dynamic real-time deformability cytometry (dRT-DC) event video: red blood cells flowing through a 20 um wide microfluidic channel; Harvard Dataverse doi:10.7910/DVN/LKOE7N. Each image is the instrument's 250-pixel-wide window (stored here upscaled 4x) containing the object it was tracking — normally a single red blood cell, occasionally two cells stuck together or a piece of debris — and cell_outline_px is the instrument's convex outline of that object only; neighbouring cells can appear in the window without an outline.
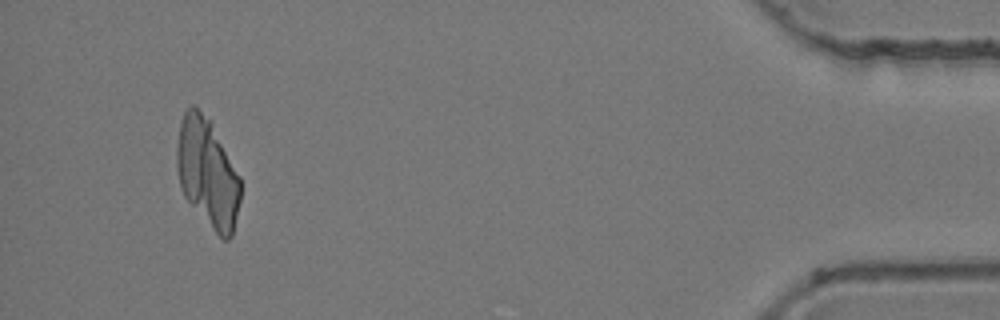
{"species": "common noctule bat (a hibernating species)", "species_latin": "Nyctalus noctula", "temperature_condition": "room temperature", "stored_images_in_passage": 52, "camera_frame_rate_fps": 3000, "um_per_image_px": 0.085, "animal": {"sex": "female", "body_mass_g": 24.6, "forearm_length_mm": 56.2}, "frame": {"image": 1, "passage_image": 49, "time_ms": 16.0, "image_size_px": [1000, 320], "cell_outline_px": [[240, 200], [232, 236], [228, 240], [224, 240], [216, 232], [184, 196], [180, 188], [176, 168], [176, 148], [180, 124], [184, 112], [192, 104], [212, 120], [240, 176]], "centroid_in_image_um": [17.64, 14.64], "position_along_channel_um": 417.6, "area_um2": 40.52}}